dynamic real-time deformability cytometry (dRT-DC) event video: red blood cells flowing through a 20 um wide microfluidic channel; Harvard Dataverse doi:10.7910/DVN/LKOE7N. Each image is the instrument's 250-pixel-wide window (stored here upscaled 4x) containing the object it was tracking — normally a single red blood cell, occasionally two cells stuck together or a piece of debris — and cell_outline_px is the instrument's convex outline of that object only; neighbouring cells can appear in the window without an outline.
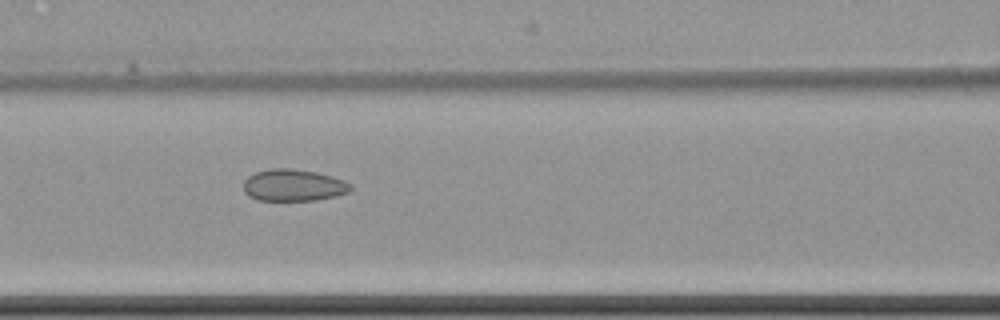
{"species": "common noctule bat (a hibernating species)", "species_latin": "Nyctalus noctula", "temperature_condition": "cold", "stored_images_in_passage": 12, "camera_frame_rate_fps": 3000, "um_per_image_px": 0.085, "animal": {"sex": "female", "body_mass_g": 22.7, "forearm_length_mm": 54.2}, "frame": {"image": 1, "passage_image": 4, "time_ms": 5.0, "image_size_px": [1000, 320], "cell_outline_px": [[352, 188], [348, 192], [336, 196], [316, 200], [256, 200], [248, 196], [244, 192], [244, 180], [248, 176], [256, 172], [268, 168], [288, 168], [316, 172], [332, 176], [344, 180], [352, 184]], "centroid_in_image_um": [24.94, 15.74], "position_along_channel_um": 141.7, "area_um2": 20.0}}
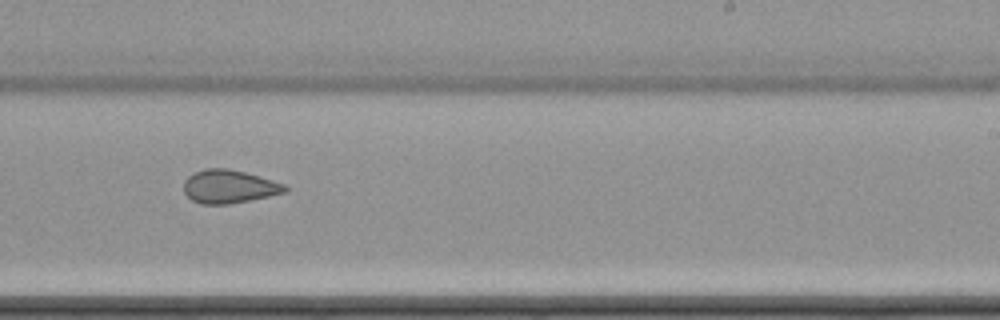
{"frame": {"image": 2, "passage_image": 7, "time_ms": 8.667, "image_size_px": [1000, 320], "cell_outline_px": [[288, 192], [228, 204], [200, 204], [192, 200], [184, 192], [184, 180], [188, 176], [204, 168], [228, 168], [260, 176], [284, 184], [288, 188]], "centroid_in_image_um": [19.46, 15.85], "position_along_channel_um": 269.5, "area_um2": 19.59}}
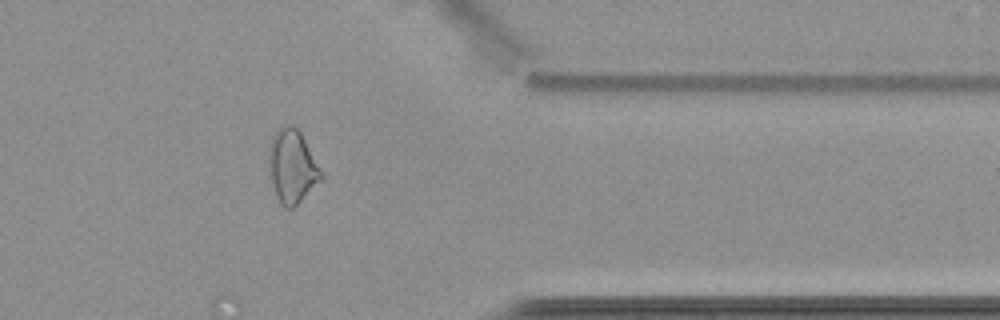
{"frame": {"image": 3, "passage_image": 10, "time_ms": 12.333, "image_size_px": [1000, 320], "cell_outline_px": [[324, 176], [292, 208], [284, 208], [280, 204], [276, 196], [268, 168], [268, 152], [272, 136], [284, 124], [292, 124], [300, 132], [324, 172]], "centroid_in_image_um": [24.82, 14.12], "position_along_channel_um": 386.6, "area_um2": 22.31}}